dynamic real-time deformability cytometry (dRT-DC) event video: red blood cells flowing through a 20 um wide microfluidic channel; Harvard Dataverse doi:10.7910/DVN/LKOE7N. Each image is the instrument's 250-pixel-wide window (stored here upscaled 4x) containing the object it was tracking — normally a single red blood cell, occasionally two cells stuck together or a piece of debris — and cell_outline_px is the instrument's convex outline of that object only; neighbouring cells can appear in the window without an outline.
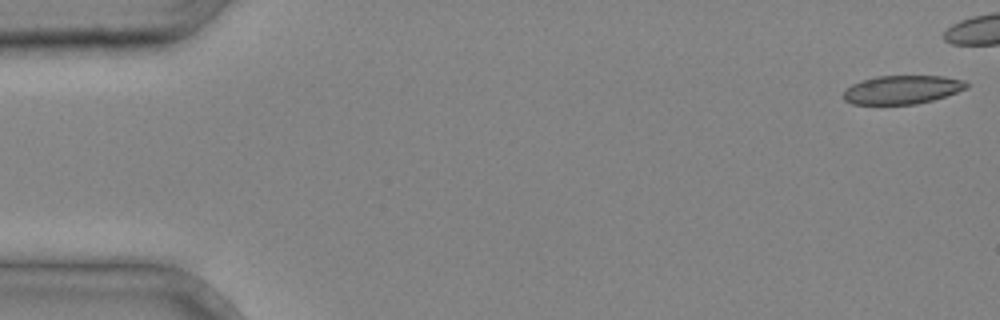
{"species": "common noctule bat (a hibernating species)", "species_latin": "Nyctalus noctula", "temperature_condition": "cold", "stored_images_in_passage": 4, "camera_frame_rate_fps": 3000, "um_per_image_px": 0.085, "animal": {"sex": "male", "body_mass_g": 20.4}, "frame": {"image": 1, "passage_image": 1, "time_ms": 0.0, "image_size_px": [1000, 320], "cell_outline_px": [[968, 88], [932, 100], [916, 104], [852, 104], [844, 100], [844, 88], [852, 84], [876, 76], [944, 76], [964, 80], [968, 84]], "centroid_in_image_um": [76.67, 7.62], "position_along_channel_um": 8.3, "area_um2": 20.4}}